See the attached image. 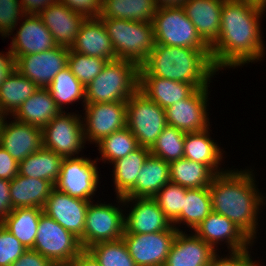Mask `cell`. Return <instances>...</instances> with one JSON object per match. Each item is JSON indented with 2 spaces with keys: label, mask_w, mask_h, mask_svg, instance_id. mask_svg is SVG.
<instances>
[{
  "label": "cell",
  "mask_w": 266,
  "mask_h": 266,
  "mask_svg": "<svg viewBox=\"0 0 266 266\" xmlns=\"http://www.w3.org/2000/svg\"><path fill=\"white\" fill-rule=\"evenodd\" d=\"M53 188L54 185L48 180L17 174L10 181L12 208L36 207L43 209Z\"/></svg>",
  "instance_id": "27"
},
{
  "label": "cell",
  "mask_w": 266,
  "mask_h": 266,
  "mask_svg": "<svg viewBox=\"0 0 266 266\" xmlns=\"http://www.w3.org/2000/svg\"><path fill=\"white\" fill-rule=\"evenodd\" d=\"M25 14H38L48 5L59 0H20Z\"/></svg>",
  "instance_id": "51"
},
{
  "label": "cell",
  "mask_w": 266,
  "mask_h": 266,
  "mask_svg": "<svg viewBox=\"0 0 266 266\" xmlns=\"http://www.w3.org/2000/svg\"><path fill=\"white\" fill-rule=\"evenodd\" d=\"M211 212L209 187L186 188L183 209L174 224L185 222L190 228L195 229Z\"/></svg>",
  "instance_id": "36"
},
{
  "label": "cell",
  "mask_w": 266,
  "mask_h": 266,
  "mask_svg": "<svg viewBox=\"0 0 266 266\" xmlns=\"http://www.w3.org/2000/svg\"><path fill=\"white\" fill-rule=\"evenodd\" d=\"M70 48L56 46L48 51L17 56L16 70L39 88H47L54 77L68 65Z\"/></svg>",
  "instance_id": "13"
},
{
  "label": "cell",
  "mask_w": 266,
  "mask_h": 266,
  "mask_svg": "<svg viewBox=\"0 0 266 266\" xmlns=\"http://www.w3.org/2000/svg\"><path fill=\"white\" fill-rule=\"evenodd\" d=\"M178 231L174 225L169 230L155 233H124L122 239L136 266H164Z\"/></svg>",
  "instance_id": "12"
},
{
  "label": "cell",
  "mask_w": 266,
  "mask_h": 266,
  "mask_svg": "<svg viewBox=\"0 0 266 266\" xmlns=\"http://www.w3.org/2000/svg\"><path fill=\"white\" fill-rule=\"evenodd\" d=\"M89 203L90 201L71 197L53 188L43 207V212L81 239Z\"/></svg>",
  "instance_id": "16"
},
{
  "label": "cell",
  "mask_w": 266,
  "mask_h": 266,
  "mask_svg": "<svg viewBox=\"0 0 266 266\" xmlns=\"http://www.w3.org/2000/svg\"><path fill=\"white\" fill-rule=\"evenodd\" d=\"M118 198L122 203L135 200L131 212L124 217V233L148 234L166 231L173 226L154 198Z\"/></svg>",
  "instance_id": "17"
},
{
  "label": "cell",
  "mask_w": 266,
  "mask_h": 266,
  "mask_svg": "<svg viewBox=\"0 0 266 266\" xmlns=\"http://www.w3.org/2000/svg\"><path fill=\"white\" fill-rule=\"evenodd\" d=\"M19 0H0V34L6 37V35H11L15 25L17 24V19L24 17L25 12L22 8V4Z\"/></svg>",
  "instance_id": "44"
},
{
  "label": "cell",
  "mask_w": 266,
  "mask_h": 266,
  "mask_svg": "<svg viewBox=\"0 0 266 266\" xmlns=\"http://www.w3.org/2000/svg\"><path fill=\"white\" fill-rule=\"evenodd\" d=\"M185 134L167 125L150 148L151 155L168 163L184 158Z\"/></svg>",
  "instance_id": "38"
},
{
  "label": "cell",
  "mask_w": 266,
  "mask_h": 266,
  "mask_svg": "<svg viewBox=\"0 0 266 266\" xmlns=\"http://www.w3.org/2000/svg\"><path fill=\"white\" fill-rule=\"evenodd\" d=\"M224 0H187L182 7L202 40L211 47L220 34Z\"/></svg>",
  "instance_id": "24"
},
{
  "label": "cell",
  "mask_w": 266,
  "mask_h": 266,
  "mask_svg": "<svg viewBox=\"0 0 266 266\" xmlns=\"http://www.w3.org/2000/svg\"><path fill=\"white\" fill-rule=\"evenodd\" d=\"M27 249L0 225V266H11Z\"/></svg>",
  "instance_id": "43"
},
{
  "label": "cell",
  "mask_w": 266,
  "mask_h": 266,
  "mask_svg": "<svg viewBox=\"0 0 266 266\" xmlns=\"http://www.w3.org/2000/svg\"><path fill=\"white\" fill-rule=\"evenodd\" d=\"M13 210L10 194V180L0 178V221Z\"/></svg>",
  "instance_id": "49"
},
{
  "label": "cell",
  "mask_w": 266,
  "mask_h": 266,
  "mask_svg": "<svg viewBox=\"0 0 266 266\" xmlns=\"http://www.w3.org/2000/svg\"><path fill=\"white\" fill-rule=\"evenodd\" d=\"M33 249L56 266H67L83 250L80 239L46 215L40 216Z\"/></svg>",
  "instance_id": "8"
},
{
  "label": "cell",
  "mask_w": 266,
  "mask_h": 266,
  "mask_svg": "<svg viewBox=\"0 0 266 266\" xmlns=\"http://www.w3.org/2000/svg\"><path fill=\"white\" fill-rule=\"evenodd\" d=\"M5 114L0 110V133H1V129H2V126H3V123L5 121Z\"/></svg>",
  "instance_id": "54"
},
{
  "label": "cell",
  "mask_w": 266,
  "mask_h": 266,
  "mask_svg": "<svg viewBox=\"0 0 266 266\" xmlns=\"http://www.w3.org/2000/svg\"><path fill=\"white\" fill-rule=\"evenodd\" d=\"M108 60L91 57L69 50L68 67L73 75L86 87L92 80L97 77Z\"/></svg>",
  "instance_id": "41"
},
{
  "label": "cell",
  "mask_w": 266,
  "mask_h": 266,
  "mask_svg": "<svg viewBox=\"0 0 266 266\" xmlns=\"http://www.w3.org/2000/svg\"><path fill=\"white\" fill-rule=\"evenodd\" d=\"M19 163L0 146V178L12 180L17 174Z\"/></svg>",
  "instance_id": "47"
},
{
  "label": "cell",
  "mask_w": 266,
  "mask_h": 266,
  "mask_svg": "<svg viewBox=\"0 0 266 266\" xmlns=\"http://www.w3.org/2000/svg\"><path fill=\"white\" fill-rule=\"evenodd\" d=\"M91 203L86 211L83 237L80 239L85 250L100 242L121 239L125 231V216L121 209L111 204Z\"/></svg>",
  "instance_id": "9"
},
{
  "label": "cell",
  "mask_w": 266,
  "mask_h": 266,
  "mask_svg": "<svg viewBox=\"0 0 266 266\" xmlns=\"http://www.w3.org/2000/svg\"><path fill=\"white\" fill-rule=\"evenodd\" d=\"M83 130L85 140L100 142L103 138L126 127V102L84 104ZM87 128V129H86Z\"/></svg>",
  "instance_id": "14"
},
{
  "label": "cell",
  "mask_w": 266,
  "mask_h": 266,
  "mask_svg": "<svg viewBox=\"0 0 266 266\" xmlns=\"http://www.w3.org/2000/svg\"><path fill=\"white\" fill-rule=\"evenodd\" d=\"M150 154L149 148L139 146L126 157L113 162L117 197H124L135 186L139 172Z\"/></svg>",
  "instance_id": "34"
},
{
  "label": "cell",
  "mask_w": 266,
  "mask_h": 266,
  "mask_svg": "<svg viewBox=\"0 0 266 266\" xmlns=\"http://www.w3.org/2000/svg\"><path fill=\"white\" fill-rule=\"evenodd\" d=\"M253 179L249 170H227L216 174L209 186L212 211L231 220L251 240L255 238L256 217L263 203Z\"/></svg>",
  "instance_id": "2"
},
{
  "label": "cell",
  "mask_w": 266,
  "mask_h": 266,
  "mask_svg": "<svg viewBox=\"0 0 266 266\" xmlns=\"http://www.w3.org/2000/svg\"><path fill=\"white\" fill-rule=\"evenodd\" d=\"M61 112L42 128V147L70 158L79 153L85 143L83 120L74 114Z\"/></svg>",
  "instance_id": "10"
},
{
  "label": "cell",
  "mask_w": 266,
  "mask_h": 266,
  "mask_svg": "<svg viewBox=\"0 0 266 266\" xmlns=\"http://www.w3.org/2000/svg\"><path fill=\"white\" fill-rule=\"evenodd\" d=\"M10 50L14 57L48 51L57 45L51 32L37 14H25Z\"/></svg>",
  "instance_id": "21"
},
{
  "label": "cell",
  "mask_w": 266,
  "mask_h": 266,
  "mask_svg": "<svg viewBox=\"0 0 266 266\" xmlns=\"http://www.w3.org/2000/svg\"><path fill=\"white\" fill-rule=\"evenodd\" d=\"M170 182L188 189L209 187L216 175L207 165L186 158L169 163Z\"/></svg>",
  "instance_id": "35"
},
{
  "label": "cell",
  "mask_w": 266,
  "mask_h": 266,
  "mask_svg": "<svg viewBox=\"0 0 266 266\" xmlns=\"http://www.w3.org/2000/svg\"><path fill=\"white\" fill-rule=\"evenodd\" d=\"M208 129L185 134L184 158L205 164L215 174H220L224 172L217 169L222 159V151L214 140L208 137Z\"/></svg>",
  "instance_id": "32"
},
{
  "label": "cell",
  "mask_w": 266,
  "mask_h": 266,
  "mask_svg": "<svg viewBox=\"0 0 266 266\" xmlns=\"http://www.w3.org/2000/svg\"><path fill=\"white\" fill-rule=\"evenodd\" d=\"M11 266H56L34 249H27Z\"/></svg>",
  "instance_id": "48"
},
{
  "label": "cell",
  "mask_w": 266,
  "mask_h": 266,
  "mask_svg": "<svg viewBox=\"0 0 266 266\" xmlns=\"http://www.w3.org/2000/svg\"><path fill=\"white\" fill-rule=\"evenodd\" d=\"M169 182V163L150 154L139 172L135 186L124 197L153 198Z\"/></svg>",
  "instance_id": "26"
},
{
  "label": "cell",
  "mask_w": 266,
  "mask_h": 266,
  "mask_svg": "<svg viewBox=\"0 0 266 266\" xmlns=\"http://www.w3.org/2000/svg\"><path fill=\"white\" fill-rule=\"evenodd\" d=\"M49 29L57 46L70 48L86 17L73 12L60 1H56L37 14Z\"/></svg>",
  "instance_id": "18"
},
{
  "label": "cell",
  "mask_w": 266,
  "mask_h": 266,
  "mask_svg": "<svg viewBox=\"0 0 266 266\" xmlns=\"http://www.w3.org/2000/svg\"><path fill=\"white\" fill-rule=\"evenodd\" d=\"M109 35L117 59L130 60L139 67L155 47L152 22L100 19Z\"/></svg>",
  "instance_id": "5"
},
{
  "label": "cell",
  "mask_w": 266,
  "mask_h": 266,
  "mask_svg": "<svg viewBox=\"0 0 266 266\" xmlns=\"http://www.w3.org/2000/svg\"><path fill=\"white\" fill-rule=\"evenodd\" d=\"M60 113L61 110L57 107L49 90L39 88L23 102L13 114V118L42 129Z\"/></svg>",
  "instance_id": "28"
},
{
  "label": "cell",
  "mask_w": 266,
  "mask_h": 266,
  "mask_svg": "<svg viewBox=\"0 0 266 266\" xmlns=\"http://www.w3.org/2000/svg\"><path fill=\"white\" fill-rule=\"evenodd\" d=\"M215 251L196 234L187 236L179 230L164 266H209Z\"/></svg>",
  "instance_id": "22"
},
{
  "label": "cell",
  "mask_w": 266,
  "mask_h": 266,
  "mask_svg": "<svg viewBox=\"0 0 266 266\" xmlns=\"http://www.w3.org/2000/svg\"><path fill=\"white\" fill-rule=\"evenodd\" d=\"M230 256L229 258L218 259L216 254L209 266H260L252 261L247 249L239 252H232Z\"/></svg>",
  "instance_id": "46"
},
{
  "label": "cell",
  "mask_w": 266,
  "mask_h": 266,
  "mask_svg": "<svg viewBox=\"0 0 266 266\" xmlns=\"http://www.w3.org/2000/svg\"><path fill=\"white\" fill-rule=\"evenodd\" d=\"M39 87L16 69L0 86V110L5 114H14L17 109L34 94Z\"/></svg>",
  "instance_id": "33"
},
{
  "label": "cell",
  "mask_w": 266,
  "mask_h": 266,
  "mask_svg": "<svg viewBox=\"0 0 266 266\" xmlns=\"http://www.w3.org/2000/svg\"><path fill=\"white\" fill-rule=\"evenodd\" d=\"M126 127L141 147L151 148L167 126L166 111L139 89L127 100Z\"/></svg>",
  "instance_id": "6"
},
{
  "label": "cell",
  "mask_w": 266,
  "mask_h": 266,
  "mask_svg": "<svg viewBox=\"0 0 266 266\" xmlns=\"http://www.w3.org/2000/svg\"><path fill=\"white\" fill-rule=\"evenodd\" d=\"M194 231L199 238L203 239L213 249L219 241L223 240L228 242L231 252L246 250L248 245L252 244L251 239L231 220L213 211Z\"/></svg>",
  "instance_id": "19"
},
{
  "label": "cell",
  "mask_w": 266,
  "mask_h": 266,
  "mask_svg": "<svg viewBox=\"0 0 266 266\" xmlns=\"http://www.w3.org/2000/svg\"><path fill=\"white\" fill-rule=\"evenodd\" d=\"M207 94L208 87L196 89L188 98L165 109L167 125L184 133L199 132L209 128L206 112Z\"/></svg>",
  "instance_id": "15"
},
{
  "label": "cell",
  "mask_w": 266,
  "mask_h": 266,
  "mask_svg": "<svg viewBox=\"0 0 266 266\" xmlns=\"http://www.w3.org/2000/svg\"><path fill=\"white\" fill-rule=\"evenodd\" d=\"M85 89V104L127 102L139 89V66L124 59L108 61Z\"/></svg>",
  "instance_id": "4"
},
{
  "label": "cell",
  "mask_w": 266,
  "mask_h": 266,
  "mask_svg": "<svg viewBox=\"0 0 266 266\" xmlns=\"http://www.w3.org/2000/svg\"><path fill=\"white\" fill-rule=\"evenodd\" d=\"M187 0H155L158 7L182 6Z\"/></svg>",
  "instance_id": "53"
},
{
  "label": "cell",
  "mask_w": 266,
  "mask_h": 266,
  "mask_svg": "<svg viewBox=\"0 0 266 266\" xmlns=\"http://www.w3.org/2000/svg\"><path fill=\"white\" fill-rule=\"evenodd\" d=\"M264 6L244 0H224L220 34L210 47L211 61L218 71L259 60L264 54L259 19Z\"/></svg>",
  "instance_id": "1"
},
{
  "label": "cell",
  "mask_w": 266,
  "mask_h": 266,
  "mask_svg": "<svg viewBox=\"0 0 266 266\" xmlns=\"http://www.w3.org/2000/svg\"><path fill=\"white\" fill-rule=\"evenodd\" d=\"M139 90L163 109L188 98L196 88L189 83L155 76H139Z\"/></svg>",
  "instance_id": "25"
},
{
  "label": "cell",
  "mask_w": 266,
  "mask_h": 266,
  "mask_svg": "<svg viewBox=\"0 0 266 266\" xmlns=\"http://www.w3.org/2000/svg\"><path fill=\"white\" fill-rule=\"evenodd\" d=\"M70 50L108 61L117 59L111 39L106 32L103 22L98 17L86 18Z\"/></svg>",
  "instance_id": "23"
},
{
  "label": "cell",
  "mask_w": 266,
  "mask_h": 266,
  "mask_svg": "<svg viewBox=\"0 0 266 266\" xmlns=\"http://www.w3.org/2000/svg\"><path fill=\"white\" fill-rule=\"evenodd\" d=\"M0 146L19 163L42 147V129L17 120L4 121Z\"/></svg>",
  "instance_id": "20"
},
{
  "label": "cell",
  "mask_w": 266,
  "mask_h": 266,
  "mask_svg": "<svg viewBox=\"0 0 266 266\" xmlns=\"http://www.w3.org/2000/svg\"><path fill=\"white\" fill-rule=\"evenodd\" d=\"M152 24L156 44L210 48L197 33L182 6L158 7Z\"/></svg>",
  "instance_id": "7"
},
{
  "label": "cell",
  "mask_w": 266,
  "mask_h": 266,
  "mask_svg": "<svg viewBox=\"0 0 266 266\" xmlns=\"http://www.w3.org/2000/svg\"><path fill=\"white\" fill-rule=\"evenodd\" d=\"M67 266H100V264L88 250L83 249Z\"/></svg>",
  "instance_id": "52"
},
{
  "label": "cell",
  "mask_w": 266,
  "mask_h": 266,
  "mask_svg": "<svg viewBox=\"0 0 266 266\" xmlns=\"http://www.w3.org/2000/svg\"><path fill=\"white\" fill-rule=\"evenodd\" d=\"M185 194V187L169 182L153 197L172 225L182 212Z\"/></svg>",
  "instance_id": "42"
},
{
  "label": "cell",
  "mask_w": 266,
  "mask_h": 266,
  "mask_svg": "<svg viewBox=\"0 0 266 266\" xmlns=\"http://www.w3.org/2000/svg\"><path fill=\"white\" fill-rule=\"evenodd\" d=\"M63 159L61 155L41 147L19 162L18 174L24 177L48 180L55 185L60 175Z\"/></svg>",
  "instance_id": "31"
},
{
  "label": "cell",
  "mask_w": 266,
  "mask_h": 266,
  "mask_svg": "<svg viewBox=\"0 0 266 266\" xmlns=\"http://www.w3.org/2000/svg\"><path fill=\"white\" fill-rule=\"evenodd\" d=\"M96 161L83 157L64 158L54 188L71 197L91 201L97 190L99 175Z\"/></svg>",
  "instance_id": "11"
},
{
  "label": "cell",
  "mask_w": 266,
  "mask_h": 266,
  "mask_svg": "<svg viewBox=\"0 0 266 266\" xmlns=\"http://www.w3.org/2000/svg\"><path fill=\"white\" fill-rule=\"evenodd\" d=\"M217 70L210 48H188L155 44L154 50L139 67V76H155L192 84L196 89L209 87Z\"/></svg>",
  "instance_id": "3"
},
{
  "label": "cell",
  "mask_w": 266,
  "mask_h": 266,
  "mask_svg": "<svg viewBox=\"0 0 266 266\" xmlns=\"http://www.w3.org/2000/svg\"><path fill=\"white\" fill-rule=\"evenodd\" d=\"M157 9L155 0H102L98 18L152 22Z\"/></svg>",
  "instance_id": "29"
},
{
  "label": "cell",
  "mask_w": 266,
  "mask_h": 266,
  "mask_svg": "<svg viewBox=\"0 0 266 266\" xmlns=\"http://www.w3.org/2000/svg\"><path fill=\"white\" fill-rule=\"evenodd\" d=\"M100 266H136L124 240L97 243L87 249Z\"/></svg>",
  "instance_id": "40"
},
{
  "label": "cell",
  "mask_w": 266,
  "mask_h": 266,
  "mask_svg": "<svg viewBox=\"0 0 266 266\" xmlns=\"http://www.w3.org/2000/svg\"><path fill=\"white\" fill-rule=\"evenodd\" d=\"M97 144L102 154V160H108L112 164L117 159L126 157L139 147L137 139L127 127L113 132Z\"/></svg>",
  "instance_id": "39"
},
{
  "label": "cell",
  "mask_w": 266,
  "mask_h": 266,
  "mask_svg": "<svg viewBox=\"0 0 266 266\" xmlns=\"http://www.w3.org/2000/svg\"><path fill=\"white\" fill-rule=\"evenodd\" d=\"M47 89L61 112L63 104H70L79 99H84L85 103V86L73 75L68 66L54 77Z\"/></svg>",
  "instance_id": "37"
},
{
  "label": "cell",
  "mask_w": 266,
  "mask_h": 266,
  "mask_svg": "<svg viewBox=\"0 0 266 266\" xmlns=\"http://www.w3.org/2000/svg\"><path fill=\"white\" fill-rule=\"evenodd\" d=\"M15 69V57L12 51L9 50L6 55L0 53V86Z\"/></svg>",
  "instance_id": "50"
},
{
  "label": "cell",
  "mask_w": 266,
  "mask_h": 266,
  "mask_svg": "<svg viewBox=\"0 0 266 266\" xmlns=\"http://www.w3.org/2000/svg\"><path fill=\"white\" fill-rule=\"evenodd\" d=\"M73 12L84 15L86 18L99 17L102 0H59Z\"/></svg>",
  "instance_id": "45"
},
{
  "label": "cell",
  "mask_w": 266,
  "mask_h": 266,
  "mask_svg": "<svg viewBox=\"0 0 266 266\" xmlns=\"http://www.w3.org/2000/svg\"><path fill=\"white\" fill-rule=\"evenodd\" d=\"M42 213L43 209L36 207L15 208L1 222V225L26 249H33Z\"/></svg>",
  "instance_id": "30"
}]
</instances>
